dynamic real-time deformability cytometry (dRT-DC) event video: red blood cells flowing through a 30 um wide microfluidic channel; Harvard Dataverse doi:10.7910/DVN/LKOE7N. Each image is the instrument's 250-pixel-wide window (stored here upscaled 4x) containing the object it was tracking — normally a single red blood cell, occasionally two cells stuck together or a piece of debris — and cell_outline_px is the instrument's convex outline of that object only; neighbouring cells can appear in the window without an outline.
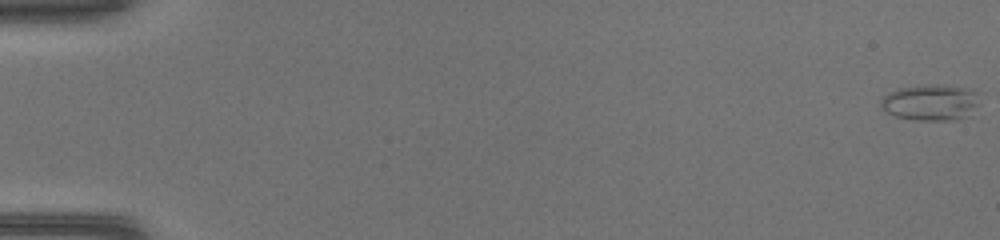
{"species": "common noctule bat (a hibernating species)", "species_latin": "Nyctalus noctula", "temperature_condition": "warm", "stored_images_in_passage": 48, "camera_frame_rate_fps": 3000, "um_per_image_px": 0.085, "animal": {"sex": "female", "body_mass_g": 17.0, "forearm_length_mm": 48.0}, "frame": {"image": 1, "passage_image": 1, "time_ms": 0.0, "image_size_px": [1000, 240], "cell_outline_px": [[980, 92], [976, 104], [968, 116], [952, 120], [916, 120], [896, 116], [888, 112], [880, 104], [880, 100], [888, 92], [900, 88], [924, 84], [940, 84], [968, 88]], "centroid_in_image_um": [79.11, 8.68], "position_along_channel_um": 5.9, "area_um2": 20.75}}
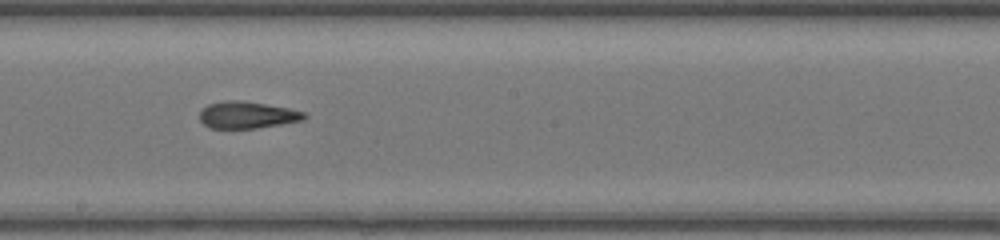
{"frame": {"image": 2, "passage_image": 28, "time_ms": 9.0, "image_size_px": [1000, 240], "cell_outline_px": [[308, 116], [304, 120], [256, 128], [208, 128], [200, 120], [200, 112], [208, 104], [228, 100], [236, 100], [264, 104], [288, 108], [304, 112]], "centroid_in_image_um": [21.01, 9.78], "position_along_channel_um": 227.2, "area_um2": 16.18}}
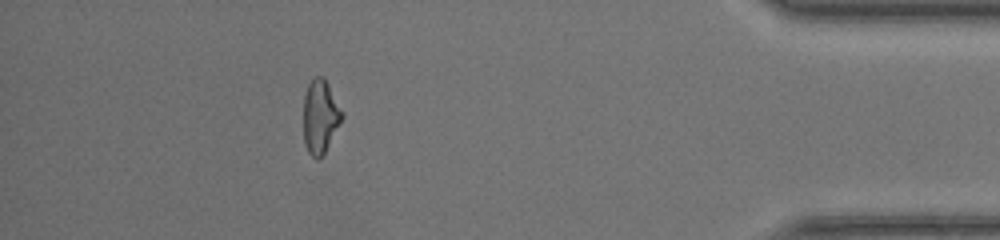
{"frame": {"image": 3, "passage_image": 43, "time_ms": 14.0, "image_size_px": [1000, 240], "cell_outline_px": [[344, 116], [324, 156], [320, 160], [316, 160], [308, 152], [304, 144], [304, 96], [308, 84], [316, 76], [324, 76], [344, 112]], "centroid_in_image_um": [27.24, 9.94], "position_along_channel_um": 408.0, "area_um2": 16.94}}